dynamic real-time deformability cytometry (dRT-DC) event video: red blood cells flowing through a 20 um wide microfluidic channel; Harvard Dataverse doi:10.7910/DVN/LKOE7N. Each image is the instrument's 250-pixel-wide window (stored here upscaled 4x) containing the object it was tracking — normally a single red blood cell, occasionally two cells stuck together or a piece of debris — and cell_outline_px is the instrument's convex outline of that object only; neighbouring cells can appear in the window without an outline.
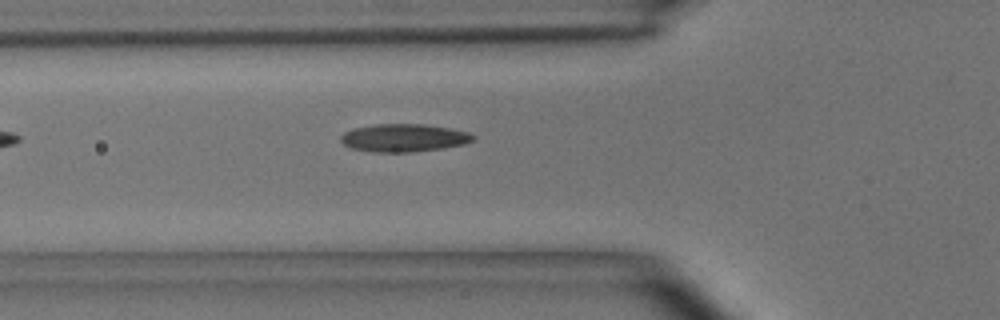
{"species": "common noctule bat (a hibernating species)", "species_latin": "Nyctalus noctula", "temperature_condition": "room temperature", "stored_images_in_passage": 15, "camera_frame_rate_fps": 3000, "um_per_image_px": 0.085, "animal": {"sex": "male", "body_mass_g": 15.6}, "frame": {"image": 1, "passage_image": 3, "time_ms": 0.667, "image_size_px": [1000, 320], "cell_outline_px": [[476, 140], [464, 144], [440, 148], [412, 152], [372, 152], [352, 148], [344, 144], [340, 140], [340, 136], [344, 132], [352, 128], [376, 124], [424, 124], [448, 128], [468, 132], [476, 136]], "centroid_in_image_um": [34.32, 11.71], "position_along_channel_um": 91.5, "area_um2": 21.5}}